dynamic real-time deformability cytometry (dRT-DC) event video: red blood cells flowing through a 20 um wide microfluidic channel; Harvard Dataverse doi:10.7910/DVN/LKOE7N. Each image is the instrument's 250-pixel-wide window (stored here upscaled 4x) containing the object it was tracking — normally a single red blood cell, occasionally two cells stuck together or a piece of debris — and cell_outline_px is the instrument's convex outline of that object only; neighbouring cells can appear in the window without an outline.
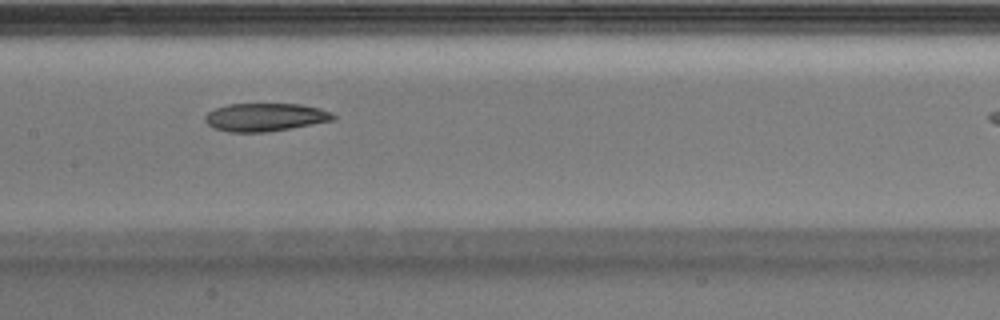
{"species": "Egyptian fruit bat (a non-hibernating species)", "species_latin": "Rousettus aegyptiacus", "temperature_condition": "warm", "stored_images_in_passage": 25, "camera_frame_rate_fps": 3000, "um_per_image_px": 0.085, "animal": {"sex": "male"}, "frame": {"image": 1, "passage_image": 11, "time_ms": 3.333, "image_size_px": [1000, 320], "cell_outline_px": [[336, 120], [268, 132], [228, 132], [212, 128], [204, 120], [204, 116], [208, 112], [216, 108], [228, 104], [300, 104], [320, 108], [332, 112], [336, 116]], "centroid_in_image_um": [22.55, 9.96], "position_along_channel_um": 184.9, "area_um2": 21.15}}